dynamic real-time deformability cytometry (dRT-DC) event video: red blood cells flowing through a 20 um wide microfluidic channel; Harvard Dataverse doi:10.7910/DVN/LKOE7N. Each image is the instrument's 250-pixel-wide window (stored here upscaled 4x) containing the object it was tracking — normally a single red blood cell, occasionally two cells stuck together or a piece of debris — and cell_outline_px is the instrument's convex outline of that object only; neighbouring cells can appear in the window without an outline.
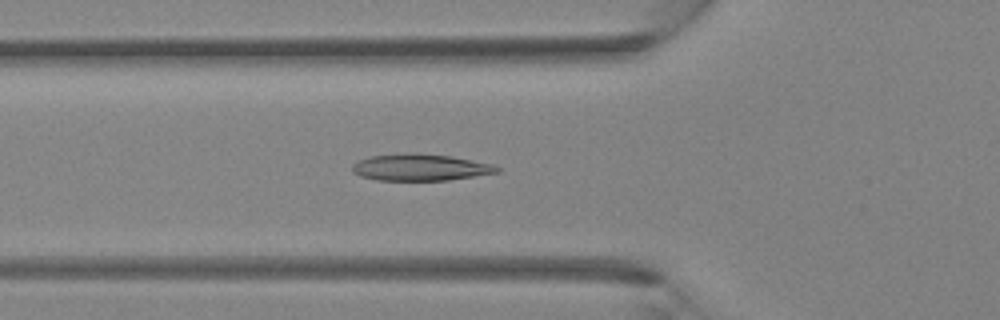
{"species": "Egyptian fruit bat (a non-hibernating species)", "species_latin": "Rousettus aegyptiacus", "temperature_condition": "room temperature", "stored_images_in_passage": 36, "camera_frame_rate_fps": 3000, "um_per_image_px": 0.085, "animal": {"sex": "female"}, "frame": {"image": 1, "passage_image": 14, "time_ms": 4.333, "image_size_px": [1000, 320], "cell_outline_px": [[500, 172], [448, 180], [376, 180], [360, 176], [352, 172], [352, 164], [368, 156], [416, 152], [452, 156], [492, 164], [500, 168]], "centroid_in_image_um": [35.71, 14.22], "position_along_channel_um": 90.1, "area_um2": 22.6}}
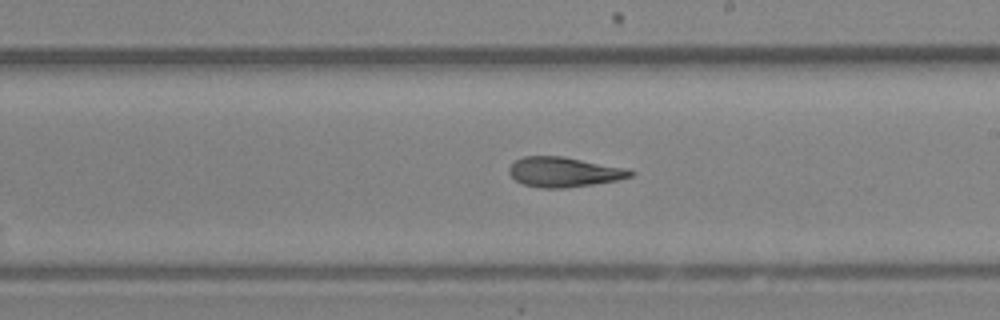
{"frame": {"image": 2, "passage_image": 23, "time_ms": 7.333, "image_size_px": [1000, 320], "cell_outline_px": [[636, 172], [632, 176], [616, 180], [592, 184], [564, 188], [540, 188], [524, 184], [516, 180], [508, 172], [508, 168], [516, 160], [524, 156], [564, 156], [632, 168]], "centroid_in_image_um": [48.0, 14.6], "position_along_channel_um": 241.0, "area_um2": 21.39}}
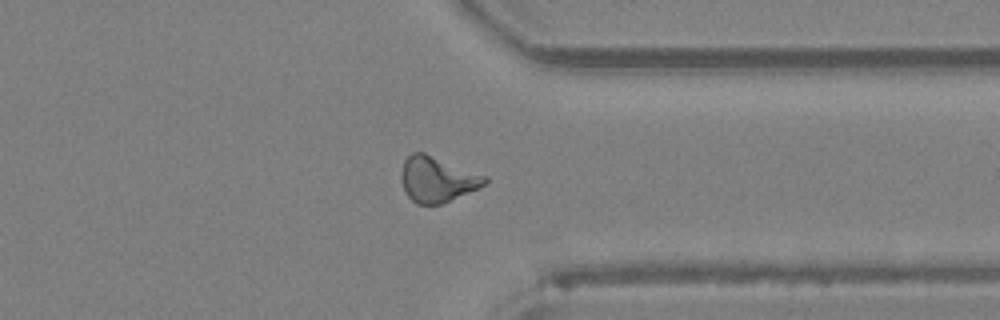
{"frame": {"image": 3, "passage_image": 31, "time_ms": 10.0, "image_size_px": [1000, 320], "cell_outline_px": [[488, 184], [480, 188], [440, 204], [416, 204], [404, 192], [400, 180], [400, 172], [404, 160], [412, 152], [424, 152], [488, 176]], "centroid_in_image_um": [37.16, 15.23], "position_along_channel_um": 374.2, "area_um2": 22.48}}